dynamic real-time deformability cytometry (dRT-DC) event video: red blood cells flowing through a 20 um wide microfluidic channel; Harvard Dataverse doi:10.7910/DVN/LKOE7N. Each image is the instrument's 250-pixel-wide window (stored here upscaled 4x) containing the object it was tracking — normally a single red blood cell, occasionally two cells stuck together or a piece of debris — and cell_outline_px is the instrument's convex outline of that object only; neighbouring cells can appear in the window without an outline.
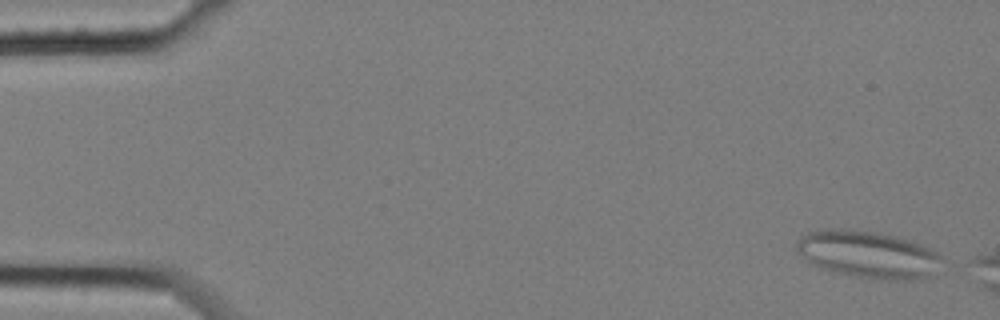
{"species": "common noctule bat (a hibernating species)", "species_latin": "Nyctalus noctula", "temperature_condition": "cold", "stored_images_in_passage": 10, "camera_frame_rate_fps": 3000, "um_per_image_px": 0.085, "animal": {"sex": "female", "body_mass_g": 25.1}, "frame": {"image": 1, "passage_image": 1, "time_ms": 0.0, "image_size_px": [1000, 320], "cell_outline_px": [[940, 256], [928, 276], [916, 280], [880, 280], [848, 276], [832, 272], [820, 268], [812, 264], [796, 248], [796, 240], [800, 236], [808, 232], [828, 228], [840, 228], [880, 232], [896, 236], [920, 244], [936, 252]], "centroid_in_image_um": [73.69, 21.62], "position_along_channel_um": 11.3, "area_um2": 39.77}}